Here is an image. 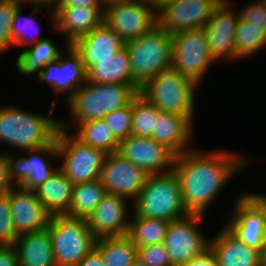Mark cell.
<instances>
[{"label":"cell","mask_w":266,"mask_h":266,"mask_svg":"<svg viewBox=\"0 0 266 266\" xmlns=\"http://www.w3.org/2000/svg\"><path fill=\"white\" fill-rule=\"evenodd\" d=\"M244 160L226 151L204 153L194 148L176 156L173 169L187 213L204 215L228 179L246 165Z\"/></svg>","instance_id":"obj_1"},{"label":"cell","mask_w":266,"mask_h":266,"mask_svg":"<svg viewBox=\"0 0 266 266\" xmlns=\"http://www.w3.org/2000/svg\"><path fill=\"white\" fill-rule=\"evenodd\" d=\"M57 101H52L48 116L27 112L14 106L1 107L0 141L23 151L56 144L62 122L52 117L53 105Z\"/></svg>","instance_id":"obj_2"},{"label":"cell","mask_w":266,"mask_h":266,"mask_svg":"<svg viewBox=\"0 0 266 266\" xmlns=\"http://www.w3.org/2000/svg\"><path fill=\"white\" fill-rule=\"evenodd\" d=\"M138 93L131 84L86 82L67 100V107L74 123L100 120L110 112L129 105Z\"/></svg>","instance_id":"obj_3"},{"label":"cell","mask_w":266,"mask_h":266,"mask_svg":"<svg viewBox=\"0 0 266 266\" xmlns=\"http://www.w3.org/2000/svg\"><path fill=\"white\" fill-rule=\"evenodd\" d=\"M134 202V213L138 216L171 222L189 215L183 204L178 175L174 169L149 175Z\"/></svg>","instance_id":"obj_4"},{"label":"cell","mask_w":266,"mask_h":266,"mask_svg":"<svg viewBox=\"0 0 266 266\" xmlns=\"http://www.w3.org/2000/svg\"><path fill=\"white\" fill-rule=\"evenodd\" d=\"M197 86L191 78L170 67L149 79L139 93L162 112L194 116Z\"/></svg>","instance_id":"obj_5"},{"label":"cell","mask_w":266,"mask_h":266,"mask_svg":"<svg viewBox=\"0 0 266 266\" xmlns=\"http://www.w3.org/2000/svg\"><path fill=\"white\" fill-rule=\"evenodd\" d=\"M56 266H77L96 248L97 238L86 218L50 216L47 226Z\"/></svg>","instance_id":"obj_6"},{"label":"cell","mask_w":266,"mask_h":266,"mask_svg":"<svg viewBox=\"0 0 266 266\" xmlns=\"http://www.w3.org/2000/svg\"><path fill=\"white\" fill-rule=\"evenodd\" d=\"M133 79L142 87L156 74L171 67L172 34L154 26L146 34L125 42Z\"/></svg>","instance_id":"obj_7"},{"label":"cell","mask_w":266,"mask_h":266,"mask_svg":"<svg viewBox=\"0 0 266 266\" xmlns=\"http://www.w3.org/2000/svg\"><path fill=\"white\" fill-rule=\"evenodd\" d=\"M66 127L61 122L56 139L58 156L63 159L59 169L74 184L98 180L107 154L101 149L84 144L68 133Z\"/></svg>","instance_id":"obj_8"},{"label":"cell","mask_w":266,"mask_h":266,"mask_svg":"<svg viewBox=\"0 0 266 266\" xmlns=\"http://www.w3.org/2000/svg\"><path fill=\"white\" fill-rule=\"evenodd\" d=\"M212 57L204 28L178 32L172 35V64L180 74L198 85L203 81Z\"/></svg>","instance_id":"obj_9"},{"label":"cell","mask_w":266,"mask_h":266,"mask_svg":"<svg viewBox=\"0 0 266 266\" xmlns=\"http://www.w3.org/2000/svg\"><path fill=\"white\" fill-rule=\"evenodd\" d=\"M103 22L127 42L157 25L156 8L151 2L143 0L109 4L104 8Z\"/></svg>","instance_id":"obj_10"},{"label":"cell","mask_w":266,"mask_h":266,"mask_svg":"<svg viewBox=\"0 0 266 266\" xmlns=\"http://www.w3.org/2000/svg\"><path fill=\"white\" fill-rule=\"evenodd\" d=\"M201 217L203 215L189 214L185 218L170 222L163 244L172 266H183L209 250L210 240L198 228Z\"/></svg>","instance_id":"obj_11"},{"label":"cell","mask_w":266,"mask_h":266,"mask_svg":"<svg viewBox=\"0 0 266 266\" xmlns=\"http://www.w3.org/2000/svg\"><path fill=\"white\" fill-rule=\"evenodd\" d=\"M222 0H169L156 9L157 25L169 33L201 29Z\"/></svg>","instance_id":"obj_12"},{"label":"cell","mask_w":266,"mask_h":266,"mask_svg":"<svg viewBox=\"0 0 266 266\" xmlns=\"http://www.w3.org/2000/svg\"><path fill=\"white\" fill-rule=\"evenodd\" d=\"M25 152L30 156L20 157L17 160H15L12 153L8 154L5 152L10 181L16 182V186L35 191L58 169L52 167L50 158H46V155L52 159H54L53 157H58L57 146L56 144H50L40 148L25 150ZM43 154L45 158L42 157Z\"/></svg>","instance_id":"obj_13"},{"label":"cell","mask_w":266,"mask_h":266,"mask_svg":"<svg viewBox=\"0 0 266 266\" xmlns=\"http://www.w3.org/2000/svg\"><path fill=\"white\" fill-rule=\"evenodd\" d=\"M148 176L140 167L114 152L106 155L99 180L107 193L135 201Z\"/></svg>","instance_id":"obj_14"},{"label":"cell","mask_w":266,"mask_h":266,"mask_svg":"<svg viewBox=\"0 0 266 266\" xmlns=\"http://www.w3.org/2000/svg\"><path fill=\"white\" fill-rule=\"evenodd\" d=\"M118 153L148 175L172 171L176 157L171 150L154 139L133 135L120 141Z\"/></svg>","instance_id":"obj_15"},{"label":"cell","mask_w":266,"mask_h":266,"mask_svg":"<svg viewBox=\"0 0 266 266\" xmlns=\"http://www.w3.org/2000/svg\"><path fill=\"white\" fill-rule=\"evenodd\" d=\"M231 4L228 0H222L204 26L207 44L215 60L238 59L235 56V35L240 16L237 11H232Z\"/></svg>","instance_id":"obj_16"},{"label":"cell","mask_w":266,"mask_h":266,"mask_svg":"<svg viewBox=\"0 0 266 266\" xmlns=\"http://www.w3.org/2000/svg\"><path fill=\"white\" fill-rule=\"evenodd\" d=\"M69 56L63 58L62 52L59 57L45 66L37 76L40 81H47L53 92L61 93L69 91L66 99H70L75 92L87 82V70L80 54L67 45Z\"/></svg>","instance_id":"obj_17"},{"label":"cell","mask_w":266,"mask_h":266,"mask_svg":"<svg viewBox=\"0 0 266 266\" xmlns=\"http://www.w3.org/2000/svg\"><path fill=\"white\" fill-rule=\"evenodd\" d=\"M230 219L225 227L247 246L261 252L266 244L265 216L245 192L237 200Z\"/></svg>","instance_id":"obj_18"},{"label":"cell","mask_w":266,"mask_h":266,"mask_svg":"<svg viewBox=\"0 0 266 266\" xmlns=\"http://www.w3.org/2000/svg\"><path fill=\"white\" fill-rule=\"evenodd\" d=\"M126 199L107 193L89 215L88 227L97 239L128 235L130 220L127 219Z\"/></svg>","instance_id":"obj_19"},{"label":"cell","mask_w":266,"mask_h":266,"mask_svg":"<svg viewBox=\"0 0 266 266\" xmlns=\"http://www.w3.org/2000/svg\"><path fill=\"white\" fill-rule=\"evenodd\" d=\"M11 217L18 235L47 228L50 215L35 191L15 186L9 191Z\"/></svg>","instance_id":"obj_20"},{"label":"cell","mask_w":266,"mask_h":266,"mask_svg":"<svg viewBox=\"0 0 266 266\" xmlns=\"http://www.w3.org/2000/svg\"><path fill=\"white\" fill-rule=\"evenodd\" d=\"M105 7L53 8L52 24L66 34L67 44L84 36L103 23Z\"/></svg>","instance_id":"obj_21"},{"label":"cell","mask_w":266,"mask_h":266,"mask_svg":"<svg viewBox=\"0 0 266 266\" xmlns=\"http://www.w3.org/2000/svg\"><path fill=\"white\" fill-rule=\"evenodd\" d=\"M72 47L80 54L86 70L94 59L111 58L125 46V41L104 22L84 36L78 37Z\"/></svg>","instance_id":"obj_22"},{"label":"cell","mask_w":266,"mask_h":266,"mask_svg":"<svg viewBox=\"0 0 266 266\" xmlns=\"http://www.w3.org/2000/svg\"><path fill=\"white\" fill-rule=\"evenodd\" d=\"M193 119L194 116H180L160 111L151 138L166 146L176 156L181 155L193 149V146L189 144L192 137Z\"/></svg>","instance_id":"obj_23"},{"label":"cell","mask_w":266,"mask_h":266,"mask_svg":"<svg viewBox=\"0 0 266 266\" xmlns=\"http://www.w3.org/2000/svg\"><path fill=\"white\" fill-rule=\"evenodd\" d=\"M219 266H260V252L236 238L225 226L210 239Z\"/></svg>","instance_id":"obj_24"},{"label":"cell","mask_w":266,"mask_h":266,"mask_svg":"<svg viewBox=\"0 0 266 266\" xmlns=\"http://www.w3.org/2000/svg\"><path fill=\"white\" fill-rule=\"evenodd\" d=\"M87 82L99 84H131L138 92L141 86L133 79L130 57L126 47L111 58L94 59V65L87 69Z\"/></svg>","instance_id":"obj_25"},{"label":"cell","mask_w":266,"mask_h":266,"mask_svg":"<svg viewBox=\"0 0 266 266\" xmlns=\"http://www.w3.org/2000/svg\"><path fill=\"white\" fill-rule=\"evenodd\" d=\"M13 246L19 266H56L48 228L19 235Z\"/></svg>","instance_id":"obj_26"},{"label":"cell","mask_w":266,"mask_h":266,"mask_svg":"<svg viewBox=\"0 0 266 266\" xmlns=\"http://www.w3.org/2000/svg\"><path fill=\"white\" fill-rule=\"evenodd\" d=\"M74 185L58 168L46 182L35 190V193L50 216L67 215Z\"/></svg>","instance_id":"obj_27"},{"label":"cell","mask_w":266,"mask_h":266,"mask_svg":"<svg viewBox=\"0 0 266 266\" xmlns=\"http://www.w3.org/2000/svg\"><path fill=\"white\" fill-rule=\"evenodd\" d=\"M60 51L53 40L42 39L20 52L16 62L17 70L25 75H39L45 66L59 57Z\"/></svg>","instance_id":"obj_28"},{"label":"cell","mask_w":266,"mask_h":266,"mask_svg":"<svg viewBox=\"0 0 266 266\" xmlns=\"http://www.w3.org/2000/svg\"><path fill=\"white\" fill-rule=\"evenodd\" d=\"M96 249L104 266H131L138 258V249L128 235L97 239Z\"/></svg>","instance_id":"obj_29"},{"label":"cell","mask_w":266,"mask_h":266,"mask_svg":"<svg viewBox=\"0 0 266 266\" xmlns=\"http://www.w3.org/2000/svg\"><path fill=\"white\" fill-rule=\"evenodd\" d=\"M170 222L144 216H138L133 212L130 219L128 236L133 244L138 248L164 242L167 228Z\"/></svg>","instance_id":"obj_30"},{"label":"cell","mask_w":266,"mask_h":266,"mask_svg":"<svg viewBox=\"0 0 266 266\" xmlns=\"http://www.w3.org/2000/svg\"><path fill=\"white\" fill-rule=\"evenodd\" d=\"M106 194L99 179L75 184L67 215L87 219Z\"/></svg>","instance_id":"obj_31"},{"label":"cell","mask_w":266,"mask_h":266,"mask_svg":"<svg viewBox=\"0 0 266 266\" xmlns=\"http://www.w3.org/2000/svg\"><path fill=\"white\" fill-rule=\"evenodd\" d=\"M77 133H74L84 144L103 150L106 154L118 152L120 141L114 136L110 127L103 119L76 123Z\"/></svg>","instance_id":"obj_32"},{"label":"cell","mask_w":266,"mask_h":266,"mask_svg":"<svg viewBox=\"0 0 266 266\" xmlns=\"http://www.w3.org/2000/svg\"><path fill=\"white\" fill-rule=\"evenodd\" d=\"M132 108L131 135L151 138L160 110L140 93L132 99Z\"/></svg>","instance_id":"obj_33"},{"label":"cell","mask_w":266,"mask_h":266,"mask_svg":"<svg viewBox=\"0 0 266 266\" xmlns=\"http://www.w3.org/2000/svg\"><path fill=\"white\" fill-rule=\"evenodd\" d=\"M266 46V32L259 27L239 19L235 35V56L250 57Z\"/></svg>","instance_id":"obj_34"},{"label":"cell","mask_w":266,"mask_h":266,"mask_svg":"<svg viewBox=\"0 0 266 266\" xmlns=\"http://www.w3.org/2000/svg\"><path fill=\"white\" fill-rule=\"evenodd\" d=\"M132 119L133 108L131 101L129 105L110 112L103 120L110 127L114 136L121 141L131 135Z\"/></svg>","instance_id":"obj_35"},{"label":"cell","mask_w":266,"mask_h":266,"mask_svg":"<svg viewBox=\"0 0 266 266\" xmlns=\"http://www.w3.org/2000/svg\"><path fill=\"white\" fill-rule=\"evenodd\" d=\"M19 6L13 0H0V54L12 47L11 27Z\"/></svg>","instance_id":"obj_36"},{"label":"cell","mask_w":266,"mask_h":266,"mask_svg":"<svg viewBox=\"0 0 266 266\" xmlns=\"http://www.w3.org/2000/svg\"><path fill=\"white\" fill-rule=\"evenodd\" d=\"M22 6L20 5L15 14H14V18H13V24L11 27V35H12V46H26L28 45H34L35 43H37L38 41L45 39L46 37H42V38H38V34L37 36L33 37V39L30 40V38L28 39L26 37V33L28 31V29L31 28V30H34L36 32H38V29H36L33 24L35 25L36 22H34V17H32L31 15L27 18L25 17V22H23L21 19V8ZM22 21V23H21ZM20 22V23H19ZM30 27V28H28ZM28 28V29H27ZM34 36V35H33Z\"/></svg>","instance_id":"obj_37"},{"label":"cell","mask_w":266,"mask_h":266,"mask_svg":"<svg viewBox=\"0 0 266 266\" xmlns=\"http://www.w3.org/2000/svg\"><path fill=\"white\" fill-rule=\"evenodd\" d=\"M19 237L11 217L9 192L0 195V245H13Z\"/></svg>","instance_id":"obj_38"},{"label":"cell","mask_w":266,"mask_h":266,"mask_svg":"<svg viewBox=\"0 0 266 266\" xmlns=\"http://www.w3.org/2000/svg\"><path fill=\"white\" fill-rule=\"evenodd\" d=\"M138 259L147 266H172L163 243L138 248Z\"/></svg>","instance_id":"obj_39"},{"label":"cell","mask_w":266,"mask_h":266,"mask_svg":"<svg viewBox=\"0 0 266 266\" xmlns=\"http://www.w3.org/2000/svg\"><path fill=\"white\" fill-rule=\"evenodd\" d=\"M238 13L241 20L251 23L266 32V8L262 0L249 4Z\"/></svg>","instance_id":"obj_40"},{"label":"cell","mask_w":266,"mask_h":266,"mask_svg":"<svg viewBox=\"0 0 266 266\" xmlns=\"http://www.w3.org/2000/svg\"><path fill=\"white\" fill-rule=\"evenodd\" d=\"M14 183L10 181L8 163L5 153L0 154V195L8 193Z\"/></svg>","instance_id":"obj_41"},{"label":"cell","mask_w":266,"mask_h":266,"mask_svg":"<svg viewBox=\"0 0 266 266\" xmlns=\"http://www.w3.org/2000/svg\"><path fill=\"white\" fill-rule=\"evenodd\" d=\"M0 266H19L17 253L13 245H0Z\"/></svg>","instance_id":"obj_42"},{"label":"cell","mask_w":266,"mask_h":266,"mask_svg":"<svg viewBox=\"0 0 266 266\" xmlns=\"http://www.w3.org/2000/svg\"><path fill=\"white\" fill-rule=\"evenodd\" d=\"M104 7L101 0H56L53 8Z\"/></svg>","instance_id":"obj_43"},{"label":"cell","mask_w":266,"mask_h":266,"mask_svg":"<svg viewBox=\"0 0 266 266\" xmlns=\"http://www.w3.org/2000/svg\"><path fill=\"white\" fill-rule=\"evenodd\" d=\"M183 266H219V265L215 256L209 249L204 254L191 259Z\"/></svg>","instance_id":"obj_44"},{"label":"cell","mask_w":266,"mask_h":266,"mask_svg":"<svg viewBox=\"0 0 266 266\" xmlns=\"http://www.w3.org/2000/svg\"><path fill=\"white\" fill-rule=\"evenodd\" d=\"M77 266H104L100 252L95 248Z\"/></svg>","instance_id":"obj_45"},{"label":"cell","mask_w":266,"mask_h":266,"mask_svg":"<svg viewBox=\"0 0 266 266\" xmlns=\"http://www.w3.org/2000/svg\"><path fill=\"white\" fill-rule=\"evenodd\" d=\"M14 2L18 3L19 5H23V4H34V8H33V12L31 13V15L35 12H39V10H41L42 6H50L52 7V5H55L56 0H13Z\"/></svg>","instance_id":"obj_46"},{"label":"cell","mask_w":266,"mask_h":266,"mask_svg":"<svg viewBox=\"0 0 266 266\" xmlns=\"http://www.w3.org/2000/svg\"><path fill=\"white\" fill-rule=\"evenodd\" d=\"M264 213L265 216V231H266V196L256 193H245Z\"/></svg>","instance_id":"obj_47"},{"label":"cell","mask_w":266,"mask_h":266,"mask_svg":"<svg viewBox=\"0 0 266 266\" xmlns=\"http://www.w3.org/2000/svg\"><path fill=\"white\" fill-rule=\"evenodd\" d=\"M260 266H266V244L264 245L262 251L260 252Z\"/></svg>","instance_id":"obj_48"},{"label":"cell","mask_w":266,"mask_h":266,"mask_svg":"<svg viewBox=\"0 0 266 266\" xmlns=\"http://www.w3.org/2000/svg\"><path fill=\"white\" fill-rule=\"evenodd\" d=\"M130 0H101L103 6H108L109 4L118 3V2H125Z\"/></svg>","instance_id":"obj_49"},{"label":"cell","mask_w":266,"mask_h":266,"mask_svg":"<svg viewBox=\"0 0 266 266\" xmlns=\"http://www.w3.org/2000/svg\"><path fill=\"white\" fill-rule=\"evenodd\" d=\"M167 1H169V0H155V2L153 3V5L157 9L158 7H160L162 4H164Z\"/></svg>","instance_id":"obj_50"},{"label":"cell","mask_w":266,"mask_h":266,"mask_svg":"<svg viewBox=\"0 0 266 266\" xmlns=\"http://www.w3.org/2000/svg\"><path fill=\"white\" fill-rule=\"evenodd\" d=\"M131 266H147L144 262H142L140 259H136Z\"/></svg>","instance_id":"obj_51"},{"label":"cell","mask_w":266,"mask_h":266,"mask_svg":"<svg viewBox=\"0 0 266 266\" xmlns=\"http://www.w3.org/2000/svg\"><path fill=\"white\" fill-rule=\"evenodd\" d=\"M143 1H148L151 2L152 4L155 2V0H143Z\"/></svg>","instance_id":"obj_52"},{"label":"cell","mask_w":266,"mask_h":266,"mask_svg":"<svg viewBox=\"0 0 266 266\" xmlns=\"http://www.w3.org/2000/svg\"><path fill=\"white\" fill-rule=\"evenodd\" d=\"M262 2L264 3V5H265V8H266V0H262Z\"/></svg>","instance_id":"obj_53"}]
</instances>
